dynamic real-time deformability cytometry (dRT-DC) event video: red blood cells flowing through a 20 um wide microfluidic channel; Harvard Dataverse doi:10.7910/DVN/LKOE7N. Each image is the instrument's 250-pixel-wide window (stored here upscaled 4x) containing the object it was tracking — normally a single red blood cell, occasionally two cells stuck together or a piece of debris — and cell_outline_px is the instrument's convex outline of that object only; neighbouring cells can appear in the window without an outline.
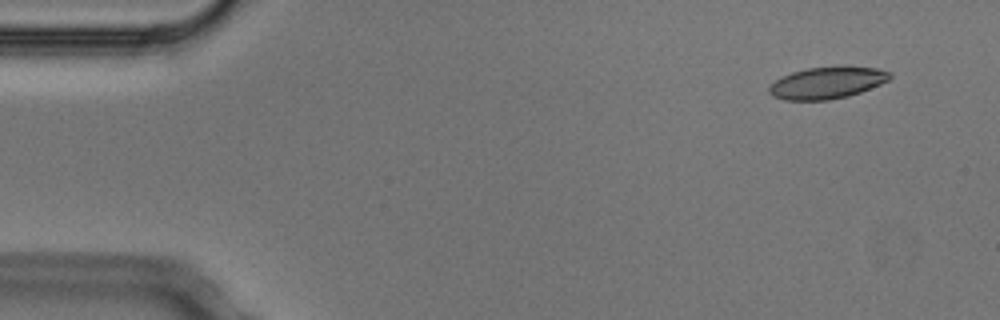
{"species": "Egyptian fruit bat (a non-hibernating species)", "species_latin": "Rousettus aegyptiacus", "temperature_condition": "cold", "stored_images_in_passage": 4, "segment_of_instrument_passage": [2, 2], "camera_frame_rate_fps": 3000, "um_per_image_px": 0.085, "animal": {"sex": "male"}, "frame": {"image": 1, "passage_image": 4, "time_ms": 1.0, "image_size_px": [1000, 320], "cell_outline_px": [[892, 76], [888, 80], [880, 84], [860, 92], [848, 96], [828, 100], [784, 100], [772, 96], [768, 92], [768, 88], [780, 76], [792, 72], [808, 68], [840, 64], [844, 64], [876, 68], [892, 72]], "centroid_in_image_um": [70.32, 7.0], "position_along_channel_um": 14.7, "area_um2": 22.95}}